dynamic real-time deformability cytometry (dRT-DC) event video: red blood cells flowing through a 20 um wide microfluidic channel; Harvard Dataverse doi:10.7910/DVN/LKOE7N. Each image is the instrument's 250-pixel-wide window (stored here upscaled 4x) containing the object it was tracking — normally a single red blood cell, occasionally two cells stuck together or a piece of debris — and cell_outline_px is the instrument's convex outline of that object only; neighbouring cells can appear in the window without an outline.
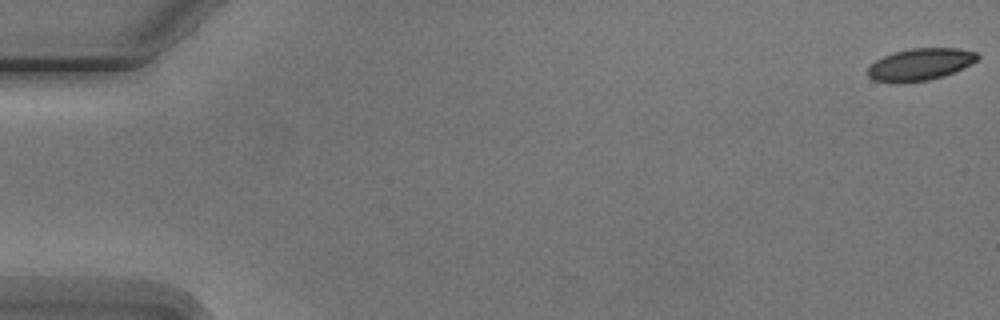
{"species": "Egyptian fruit bat (a non-hibernating species)", "species_latin": "Rousettus aegyptiacus", "temperature_condition": "cold", "stored_images_in_passage": 7, "camera_frame_rate_fps": 3000, "um_per_image_px": 0.085, "animal": {"sex": "male"}, "frame": {"image": 1, "passage_image": 1, "time_ms": 0.0, "image_size_px": [1000, 320], "cell_outline_px": [[980, 56], [976, 60], [944, 76], [928, 80], [900, 84], [892, 84], [872, 80], [868, 76], [868, 68], [876, 60], [892, 52], [908, 48], [956, 48], [976, 52]], "centroid_in_image_um": [78.14, 5.49], "position_along_channel_um": 6.9, "area_um2": 20.58}}
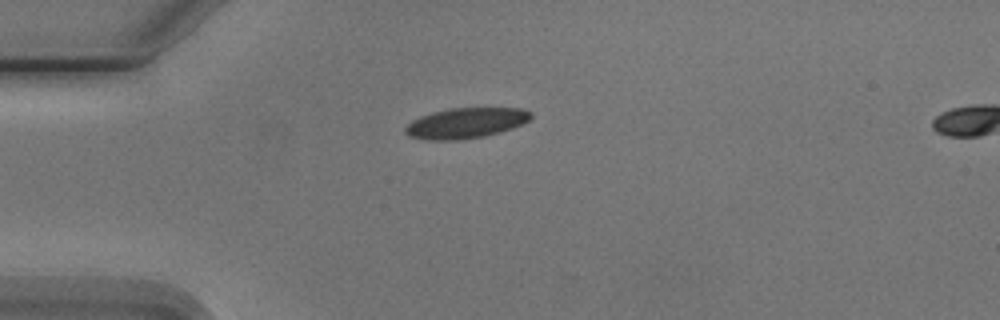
{"frame": {"image": 2, "passage_image": 5, "time_ms": 4.667, "image_size_px": [1000, 320], "cell_outline_px": [[532, 116], [524, 124], [500, 132], [484, 136], [460, 140], [424, 140], [408, 136], [404, 132], [404, 128], [412, 120], [420, 116], [432, 112], [448, 108], [524, 108], [532, 112]], "centroid_in_image_um": [39.58, 10.46], "position_along_channel_um": 45.4, "area_um2": 22.54}}
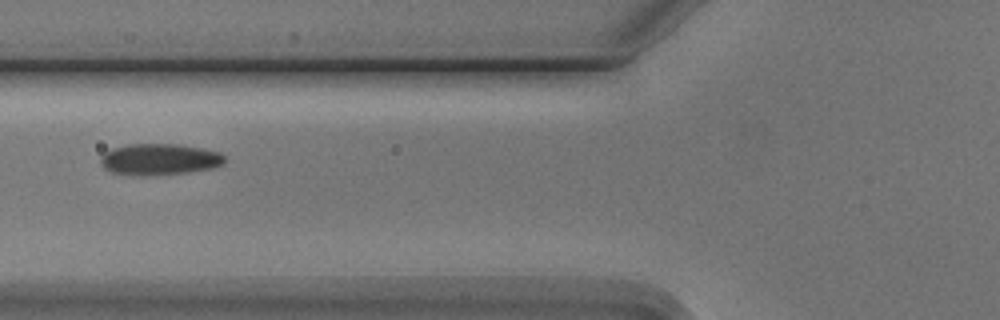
{"frame": {"image": 3, "passage_image": 7, "time_ms": 7.0, "image_size_px": [1000, 320], "cell_outline_px": [[224, 164], [212, 168], [188, 172], [144, 176], [132, 176], [112, 172], [104, 168], [100, 164], [100, 156], [104, 152], [112, 148], [128, 144], [180, 144], [220, 152], [224, 156]], "centroid_in_image_um": [13.51, 13.55], "position_along_channel_um": 112.3, "area_um2": 22.89}}